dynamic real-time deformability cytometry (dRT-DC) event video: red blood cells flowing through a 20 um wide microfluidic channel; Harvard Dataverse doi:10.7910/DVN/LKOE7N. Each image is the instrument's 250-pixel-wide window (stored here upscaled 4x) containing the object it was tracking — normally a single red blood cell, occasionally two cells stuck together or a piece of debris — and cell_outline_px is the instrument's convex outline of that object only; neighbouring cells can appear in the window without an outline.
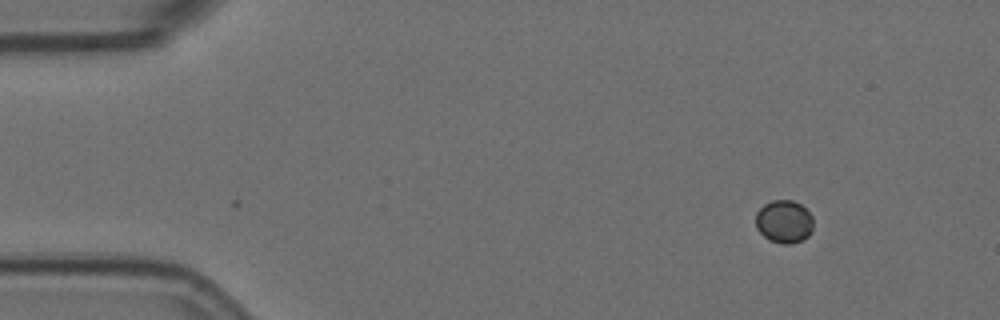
{"species": "Egyptian fruit bat (a non-hibernating species)", "species_latin": "Rousettus aegyptiacus", "temperature_condition": "room temperature", "stored_images_in_passage": 2, "camera_frame_rate_fps": 3000, "um_per_image_px": 0.085, "animal": {"sex": "female"}, "frame": {"image": 1, "passage_image": 2, "time_ms": 0.333, "image_size_px": [1000, 320], "cell_outline_px": [[812, 232], [804, 240], [792, 244], [784, 244], [768, 240], [756, 228], [756, 212], [764, 204], [772, 200], [792, 200], [800, 204], [812, 216]], "centroid_in_image_um": [66.64, 18.85], "position_along_channel_um": 18.4, "area_um2": 14.51}}